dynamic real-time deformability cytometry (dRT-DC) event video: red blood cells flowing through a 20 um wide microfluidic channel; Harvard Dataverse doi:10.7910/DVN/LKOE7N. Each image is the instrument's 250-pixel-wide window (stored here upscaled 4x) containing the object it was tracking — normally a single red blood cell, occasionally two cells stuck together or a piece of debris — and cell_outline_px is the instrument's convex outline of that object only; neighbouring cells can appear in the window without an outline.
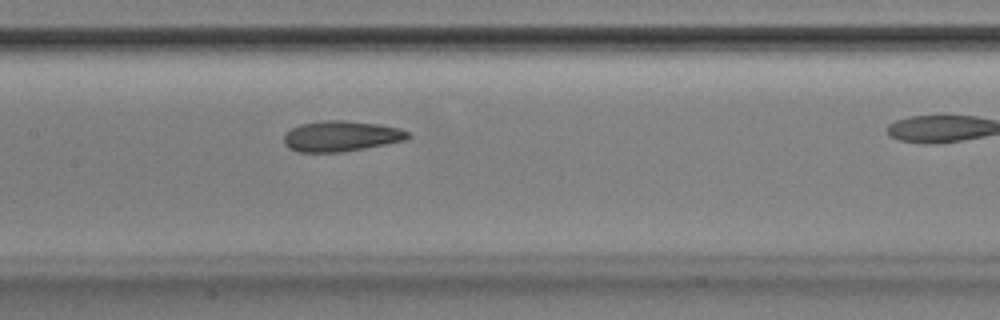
{"species": "Egyptian fruit bat (a non-hibernating species)", "species_latin": "Rousettus aegyptiacus", "temperature_condition": "room temperature", "stored_images_in_passage": 28, "camera_frame_rate_fps": 3000, "um_per_image_px": 0.085, "animal": {"sex": "male"}, "frame": {"image": 1, "passage_image": 11, "time_ms": 3.333, "image_size_px": [1000, 320], "cell_outline_px": [[412, 136], [404, 140], [364, 148], [340, 152], [296, 152], [288, 148], [284, 144], [284, 132], [300, 124], [324, 120], [344, 120], [380, 124], [400, 128], [408, 132]], "centroid_in_image_um": [28.95, 11.57], "position_along_channel_um": 178.4, "area_um2": 22.2}}
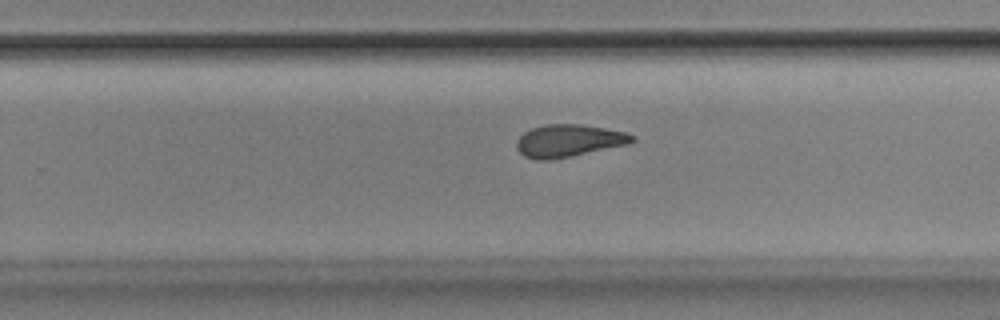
{"frame": {"image": 2, "passage_image": 19, "time_ms": 6.0, "image_size_px": [1000, 320], "cell_outline_px": [[636, 140], [628, 144], [572, 156], [548, 160], [536, 160], [524, 156], [516, 148], [516, 140], [524, 132], [532, 128], [544, 124], [580, 124], [604, 128], [624, 132], [632, 136]], "centroid_in_image_um": [48.29, 11.96], "position_along_channel_um": 281.5, "area_um2": 21.73}}
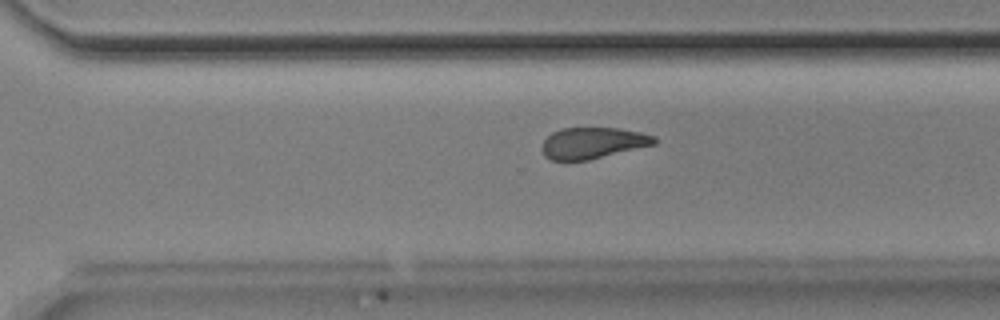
{"frame": {"image": 3, "passage_image": 22, "time_ms": 7.0, "image_size_px": [1000, 320], "cell_outline_px": [[656, 144], [588, 160], [552, 160], [544, 156], [540, 148], [544, 140], [552, 132], [560, 128], [616, 128], [640, 132], [656, 136]], "centroid_in_image_um": [50.36, 12.15], "position_along_channel_um": 320.2, "area_um2": 20.46}}